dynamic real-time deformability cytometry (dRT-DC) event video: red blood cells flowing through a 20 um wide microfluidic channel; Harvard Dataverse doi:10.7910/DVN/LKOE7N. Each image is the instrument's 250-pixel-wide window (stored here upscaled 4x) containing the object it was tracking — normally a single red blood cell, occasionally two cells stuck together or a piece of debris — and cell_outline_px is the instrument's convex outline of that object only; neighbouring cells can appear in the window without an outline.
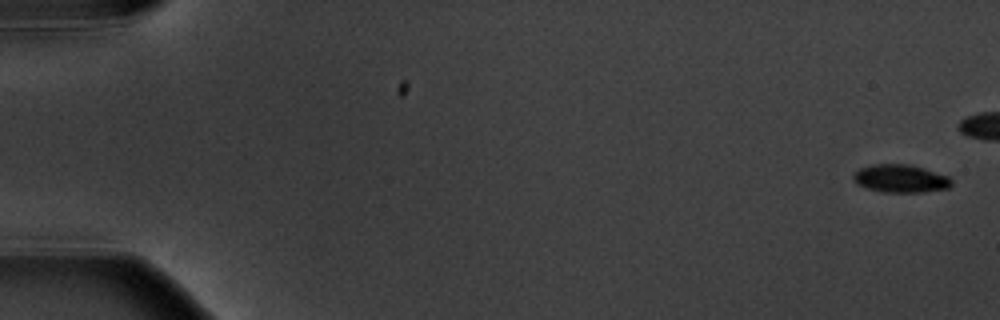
{"species": "common noctule bat (a hibernating species)", "species_latin": "Nyctalus noctula", "temperature_condition": "warm", "stored_images_in_passage": 9, "camera_frame_rate_fps": 3000, "um_per_image_px": 0.085, "animal": {"sex": "male", "body_mass_g": 20.1, "forearm_length_mm": 53.5}, "frame": {"image": 1, "passage_image": 1, "time_ms": 0.0, "image_size_px": [1000, 320], "cell_outline_px": [[952, 184], [948, 188], [924, 192], [884, 192], [868, 188], [856, 184], [852, 176], [860, 168], [872, 164], [908, 164], [924, 168], [948, 176], [952, 180]], "centroid_in_image_um": [76.55, 15.17], "position_along_channel_um": 8.4, "area_um2": 15.95}}